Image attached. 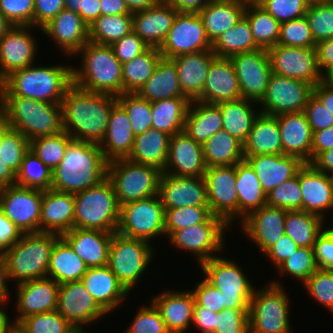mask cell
<instances>
[{
	"label": "cell",
	"instance_id": "obj_1",
	"mask_svg": "<svg viewBox=\"0 0 333 333\" xmlns=\"http://www.w3.org/2000/svg\"><path fill=\"white\" fill-rule=\"evenodd\" d=\"M116 96L71 85L61 102L63 129L73 140L99 144L107 131Z\"/></svg>",
	"mask_w": 333,
	"mask_h": 333
},
{
	"label": "cell",
	"instance_id": "obj_2",
	"mask_svg": "<svg viewBox=\"0 0 333 333\" xmlns=\"http://www.w3.org/2000/svg\"><path fill=\"white\" fill-rule=\"evenodd\" d=\"M107 165L99 144L72 140L52 170L51 189L76 194L94 187L107 177Z\"/></svg>",
	"mask_w": 333,
	"mask_h": 333
},
{
	"label": "cell",
	"instance_id": "obj_3",
	"mask_svg": "<svg viewBox=\"0 0 333 333\" xmlns=\"http://www.w3.org/2000/svg\"><path fill=\"white\" fill-rule=\"evenodd\" d=\"M0 115L10 129L20 132L28 141L64 131L61 104L0 95Z\"/></svg>",
	"mask_w": 333,
	"mask_h": 333
},
{
	"label": "cell",
	"instance_id": "obj_4",
	"mask_svg": "<svg viewBox=\"0 0 333 333\" xmlns=\"http://www.w3.org/2000/svg\"><path fill=\"white\" fill-rule=\"evenodd\" d=\"M72 85L70 66H29L11 72L2 80L0 95H16L61 104Z\"/></svg>",
	"mask_w": 333,
	"mask_h": 333
},
{
	"label": "cell",
	"instance_id": "obj_5",
	"mask_svg": "<svg viewBox=\"0 0 333 333\" xmlns=\"http://www.w3.org/2000/svg\"><path fill=\"white\" fill-rule=\"evenodd\" d=\"M75 55H83L81 66H72V84L90 92L122 94V63L110 45L88 41Z\"/></svg>",
	"mask_w": 333,
	"mask_h": 333
},
{
	"label": "cell",
	"instance_id": "obj_6",
	"mask_svg": "<svg viewBox=\"0 0 333 333\" xmlns=\"http://www.w3.org/2000/svg\"><path fill=\"white\" fill-rule=\"evenodd\" d=\"M61 235L23 233L20 240L5 253L9 280L18 283L45 278L52 249Z\"/></svg>",
	"mask_w": 333,
	"mask_h": 333
},
{
	"label": "cell",
	"instance_id": "obj_7",
	"mask_svg": "<svg viewBox=\"0 0 333 333\" xmlns=\"http://www.w3.org/2000/svg\"><path fill=\"white\" fill-rule=\"evenodd\" d=\"M74 203L73 228L117 231L120 205L107 177L98 185L74 194Z\"/></svg>",
	"mask_w": 333,
	"mask_h": 333
},
{
	"label": "cell",
	"instance_id": "obj_8",
	"mask_svg": "<svg viewBox=\"0 0 333 333\" xmlns=\"http://www.w3.org/2000/svg\"><path fill=\"white\" fill-rule=\"evenodd\" d=\"M162 171L127 158L108 162L107 178L112 183L118 204L146 199L158 195Z\"/></svg>",
	"mask_w": 333,
	"mask_h": 333
},
{
	"label": "cell",
	"instance_id": "obj_9",
	"mask_svg": "<svg viewBox=\"0 0 333 333\" xmlns=\"http://www.w3.org/2000/svg\"><path fill=\"white\" fill-rule=\"evenodd\" d=\"M289 305L284 286L278 280L262 290L254 289L248 312L249 333H292Z\"/></svg>",
	"mask_w": 333,
	"mask_h": 333
},
{
	"label": "cell",
	"instance_id": "obj_10",
	"mask_svg": "<svg viewBox=\"0 0 333 333\" xmlns=\"http://www.w3.org/2000/svg\"><path fill=\"white\" fill-rule=\"evenodd\" d=\"M200 267L204 279L221 291L224 309L249 308L256 287L234 260L216 256L203 261Z\"/></svg>",
	"mask_w": 333,
	"mask_h": 333
},
{
	"label": "cell",
	"instance_id": "obj_11",
	"mask_svg": "<svg viewBox=\"0 0 333 333\" xmlns=\"http://www.w3.org/2000/svg\"><path fill=\"white\" fill-rule=\"evenodd\" d=\"M150 242L113 233L107 266L130 292L147 270L153 257Z\"/></svg>",
	"mask_w": 333,
	"mask_h": 333
},
{
	"label": "cell",
	"instance_id": "obj_12",
	"mask_svg": "<svg viewBox=\"0 0 333 333\" xmlns=\"http://www.w3.org/2000/svg\"><path fill=\"white\" fill-rule=\"evenodd\" d=\"M165 210L158 195L120 206L117 233L148 242L165 237Z\"/></svg>",
	"mask_w": 333,
	"mask_h": 333
},
{
	"label": "cell",
	"instance_id": "obj_13",
	"mask_svg": "<svg viewBox=\"0 0 333 333\" xmlns=\"http://www.w3.org/2000/svg\"><path fill=\"white\" fill-rule=\"evenodd\" d=\"M229 226L219 217L212 215L206 222L175 230L169 242L176 248L192 252L198 264L216 257L225 248V229ZM215 253V254H214Z\"/></svg>",
	"mask_w": 333,
	"mask_h": 333
},
{
	"label": "cell",
	"instance_id": "obj_14",
	"mask_svg": "<svg viewBox=\"0 0 333 333\" xmlns=\"http://www.w3.org/2000/svg\"><path fill=\"white\" fill-rule=\"evenodd\" d=\"M203 21L197 12H178L159 48L164 58L211 50Z\"/></svg>",
	"mask_w": 333,
	"mask_h": 333
},
{
	"label": "cell",
	"instance_id": "obj_15",
	"mask_svg": "<svg viewBox=\"0 0 333 333\" xmlns=\"http://www.w3.org/2000/svg\"><path fill=\"white\" fill-rule=\"evenodd\" d=\"M204 179L212 215L221 218L228 226L232 225L238 219L236 165L207 167Z\"/></svg>",
	"mask_w": 333,
	"mask_h": 333
},
{
	"label": "cell",
	"instance_id": "obj_16",
	"mask_svg": "<svg viewBox=\"0 0 333 333\" xmlns=\"http://www.w3.org/2000/svg\"><path fill=\"white\" fill-rule=\"evenodd\" d=\"M43 190L10 185L0 189V209L23 233H38Z\"/></svg>",
	"mask_w": 333,
	"mask_h": 333
},
{
	"label": "cell",
	"instance_id": "obj_17",
	"mask_svg": "<svg viewBox=\"0 0 333 333\" xmlns=\"http://www.w3.org/2000/svg\"><path fill=\"white\" fill-rule=\"evenodd\" d=\"M313 94L310 83L272 73L260 112L277 116L284 113L303 112Z\"/></svg>",
	"mask_w": 333,
	"mask_h": 333
},
{
	"label": "cell",
	"instance_id": "obj_18",
	"mask_svg": "<svg viewBox=\"0 0 333 333\" xmlns=\"http://www.w3.org/2000/svg\"><path fill=\"white\" fill-rule=\"evenodd\" d=\"M234 66L241 98L259 103L264 98L272 74L268 50L257 49L229 58Z\"/></svg>",
	"mask_w": 333,
	"mask_h": 333
},
{
	"label": "cell",
	"instance_id": "obj_19",
	"mask_svg": "<svg viewBox=\"0 0 333 333\" xmlns=\"http://www.w3.org/2000/svg\"><path fill=\"white\" fill-rule=\"evenodd\" d=\"M272 73L310 83L323 82L315 48L275 45L268 49Z\"/></svg>",
	"mask_w": 333,
	"mask_h": 333
},
{
	"label": "cell",
	"instance_id": "obj_20",
	"mask_svg": "<svg viewBox=\"0 0 333 333\" xmlns=\"http://www.w3.org/2000/svg\"><path fill=\"white\" fill-rule=\"evenodd\" d=\"M57 311L73 326L89 325L108 313L81 281L59 285Z\"/></svg>",
	"mask_w": 333,
	"mask_h": 333
},
{
	"label": "cell",
	"instance_id": "obj_21",
	"mask_svg": "<svg viewBox=\"0 0 333 333\" xmlns=\"http://www.w3.org/2000/svg\"><path fill=\"white\" fill-rule=\"evenodd\" d=\"M158 196L164 209L209 206L204 176H175L162 172Z\"/></svg>",
	"mask_w": 333,
	"mask_h": 333
},
{
	"label": "cell",
	"instance_id": "obj_22",
	"mask_svg": "<svg viewBox=\"0 0 333 333\" xmlns=\"http://www.w3.org/2000/svg\"><path fill=\"white\" fill-rule=\"evenodd\" d=\"M33 26H13L0 39V78L34 64L37 41L32 35ZM30 32V33H29Z\"/></svg>",
	"mask_w": 333,
	"mask_h": 333
},
{
	"label": "cell",
	"instance_id": "obj_23",
	"mask_svg": "<svg viewBox=\"0 0 333 333\" xmlns=\"http://www.w3.org/2000/svg\"><path fill=\"white\" fill-rule=\"evenodd\" d=\"M206 168L202 144L194 141L185 131L170 136L163 173L202 177Z\"/></svg>",
	"mask_w": 333,
	"mask_h": 333
},
{
	"label": "cell",
	"instance_id": "obj_24",
	"mask_svg": "<svg viewBox=\"0 0 333 333\" xmlns=\"http://www.w3.org/2000/svg\"><path fill=\"white\" fill-rule=\"evenodd\" d=\"M16 285L18 291L15 305L19 316L13 322L14 326L30 315L57 309L59 284L53 279L45 277Z\"/></svg>",
	"mask_w": 333,
	"mask_h": 333
},
{
	"label": "cell",
	"instance_id": "obj_25",
	"mask_svg": "<svg viewBox=\"0 0 333 333\" xmlns=\"http://www.w3.org/2000/svg\"><path fill=\"white\" fill-rule=\"evenodd\" d=\"M285 209L262 206L250 213L241 223V230L264 254L285 233Z\"/></svg>",
	"mask_w": 333,
	"mask_h": 333
},
{
	"label": "cell",
	"instance_id": "obj_26",
	"mask_svg": "<svg viewBox=\"0 0 333 333\" xmlns=\"http://www.w3.org/2000/svg\"><path fill=\"white\" fill-rule=\"evenodd\" d=\"M299 182L302 210L324 219L325 212L333 210V183L330 175L319 171L311 163H304L299 169Z\"/></svg>",
	"mask_w": 333,
	"mask_h": 333
},
{
	"label": "cell",
	"instance_id": "obj_27",
	"mask_svg": "<svg viewBox=\"0 0 333 333\" xmlns=\"http://www.w3.org/2000/svg\"><path fill=\"white\" fill-rule=\"evenodd\" d=\"M40 31L54 40L62 53L71 57L89 41V26L78 13L65 8Z\"/></svg>",
	"mask_w": 333,
	"mask_h": 333
},
{
	"label": "cell",
	"instance_id": "obj_28",
	"mask_svg": "<svg viewBox=\"0 0 333 333\" xmlns=\"http://www.w3.org/2000/svg\"><path fill=\"white\" fill-rule=\"evenodd\" d=\"M238 99H241V90L231 60L216 57L208 69L202 93L195 100L217 104Z\"/></svg>",
	"mask_w": 333,
	"mask_h": 333
},
{
	"label": "cell",
	"instance_id": "obj_29",
	"mask_svg": "<svg viewBox=\"0 0 333 333\" xmlns=\"http://www.w3.org/2000/svg\"><path fill=\"white\" fill-rule=\"evenodd\" d=\"M244 159L257 174L266 194L284 181L296 176L305 163L296 156L286 154H260L244 156Z\"/></svg>",
	"mask_w": 333,
	"mask_h": 333
},
{
	"label": "cell",
	"instance_id": "obj_30",
	"mask_svg": "<svg viewBox=\"0 0 333 333\" xmlns=\"http://www.w3.org/2000/svg\"><path fill=\"white\" fill-rule=\"evenodd\" d=\"M74 216V194L43 190L39 232L62 235L73 229Z\"/></svg>",
	"mask_w": 333,
	"mask_h": 333
},
{
	"label": "cell",
	"instance_id": "obj_31",
	"mask_svg": "<svg viewBox=\"0 0 333 333\" xmlns=\"http://www.w3.org/2000/svg\"><path fill=\"white\" fill-rule=\"evenodd\" d=\"M178 11L165 0L144 11L132 13L133 31L149 46L160 48Z\"/></svg>",
	"mask_w": 333,
	"mask_h": 333
},
{
	"label": "cell",
	"instance_id": "obj_32",
	"mask_svg": "<svg viewBox=\"0 0 333 333\" xmlns=\"http://www.w3.org/2000/svg\"><path fill=\"white\" fill-rule=\"evenodd\" d=\"M112 236V232L80 228H73L61 235L88 268L108 264Z\"/></svg>",
	"mask_w": 333,
	"mask_h": 333
},
{
	"label": "cell",
	"instance_id": "obj_33",
	"mask_svg": "<svg viewBox=\"0 0 333 333\" xmlns=\"http://www.w3.org/2000/svg\"><path fill=\"white\" fill-rule=\"evenodd\" d=\"M278 119L283 154L311 162L313 132L304 112L284 113Z\"/></svg>",
	"mask_w": 333,
	"mask_h": 333
},
{
	"label": "cell",
	"instance_id": "obj_34",
	"mask_svg": "<svg viewBox=\"0 0 333 333\" xmlns=\"http://www.w3.org/2000/svg\"><path fill=\"white\" fill-rule=\"evenodd\" d=\"M81 282L108 314L121 306L129 295L107 265L88 268Z\"/></svg>",
	"mask_w": 333,
	"mask_h": 333
},
{
	"label": "cell",
	"instance_id": "obj_35",
	"mask_svg": "<svg viewBox=\"0 0 333 333\" xmlns=\"http://www.w3.org/2000/svg\"><path fill=\"white\" fill-rule=\"evenodd\" d=\"M151 299L170 333H183L193 323L195 299L191 290L165 291Z\"/></svg>",
	"mask_w": 333,
	"mask_h": 333
},
{
	"label": "cell",
	"instance_id": "obj_36",
	"mask_svg": "<svg viewBox=\"0 0 333 333\" xmlns=\"http://www.w3.org/2000/svg\"><path fill=\"white\" fill-rule=\"evenodd\" d=\"M134 139L128 115L117 102L111 110L106 134L99 143L104 158L108 162L127 158L132 151Z\"/></svg>",
	"mask_w": 333,
	"mask_h": 333
},
{
	"label": "cell",
	"instance_id": "obj_37",
	"mask_svg": "<svg viewBox=\"0 0 333 333\" xmlns=\"http://www.w3.org/2000/svg\"><path fill=\"white\" fill-rule=\"evenodd\" d=\"M216 57L212 50H206L172 58L176 65L181 91L191 101L202 93L208 69Z\"/></svg>",
	"mask_w": 333,
	"mask_h": 333
},
{
	"label": "cell",
	"instance_id": "obj_38",
	"mask_svg": "<svg viewBox=\"0 0 333 333\" xmlns=\"http://www.w3.org/2000/svg\"><path fill=\"white\" fill-rule=\"evenodd\" d=\"M244 156L260 154H283L280 129L276 116L259 113L246 142L243 144Z\"/></svg>",
	"mask_w": 333,
	"mask_h": 333
},
{
	"label": "cell",
	"instance_id": "obj_39",
	"mask_svg": "<svg viewBox=\"0 0 333 333\" xmlns=\"http://www.w3.org/2000/svg\"><path fill=\"white\" fill-rule=\"evenodd\" d=\"M236 191L238 195V219L243 220L250 213L267 205L264 192L257 174L244 159L236 164Z\"/></svg>",
	"mask_w": 333,
	"mask_h": 333
},
{
	"label": "cell",
	"instance_id": "obj_40",
	"mask_svg": "<svg viewBox=\"0 0 333 333\" xmlns=\"http://www.w3.org/2000/svg\"><path fill=\"white\" fill-rule=\"evenodd\" d=\"M170 135L149 128L143 134L135 136L128 160L158 168L163 172L168 155Z\"/></svg>",
	"mask_w": 333,
	"mask_h": 333
},
{
	"label": "cell",
	"instance_id": "obj_41",
	"mask_svg": "<svg viewBox=\"0 0 333 333\" xmlns=\"http://www.w3.org/2000/svg\"><path fill=\"white\" fill-rule=\"evenodd\" d=\"M222 114L217 104L192 100L184 131L196 142L203 144L217 131L222 130Z\"/></svg>",
	"mask_w": 333,
	"mask_h": 333
},
{
	"label": "cell",
	"instance_id": "obj_42",
	"mask_svg": "<svg viewBox=\"0 0 333 333\" xmlns=\"http://www.w3.org/2000/svg\"><path fill=\"white\" fill-rule=\"evenodd\" d=\"M87 269L82 258L60 237L52 249L46 277L53 279L59 285L81 281Z\"/></svg>",
	"mask_w": 333,
	"mask_h": 333
},
{
	"label": "cell",
	"instance_id": "obj_43",
	"mask_svg": "<svg viewBox=\"0 0 333 333\" xmlns=\"http://www.w3.org/2000/svg\"><path fill=\"white\" fill-rule=\"evenodd\" d=\"M243 3L211 1L199 12L207 37L213 43L222 33L232 28L243 16Z\"/></svg>",
	"mask_w": 333,
	"mask_h": 333
},
{
	"label": "cell",
	"instance_id": "obj_44",
	"mask_svg": "<svg viewBox=\"0 0 333 333\" xmlns=\"http://www.w3.org/2000/svg\"><path fill=\"white\" fill-rule=\"evenodd\" d=\"M137 93L150 102L186 97L181 91L174 61L164 57L160 59L152 76Z\"/></svg>",
	"mask_w": 333,
	"mask_h": 333
},
{
	"label": "cell",
	"instance_id": "obj_45",
	"mask_svg": "<svg viewBox=\"0 0 333 333\" xmlns=\"http://www.w3.org/2000/svg\"><path fill=\"white\" fill-rule=\"evenodd\" d=\"M252 103L257 104L244 98L217 103L222 114L223 130L229 132L242 144L246 142L253 123L260 113V110L256 112L253 109Z\"/></svg>",
	"mask_w": 333,
	"mask_h": 333
},
{
	"label": "cell",
	"instance_id": "obj_46",
	"mask_svg": "<svg viewBox=\"0 0 333 333\" xmlns=\"http://www.w3.org/2000/svg\"><path fill=\"white\" fill-rule=\"evenodd\" d=\"M190 103L188 97H172L151 102L152 128L170 136L184 131Z\"/></svg>",
	"mask_w": 333,
	"mask_h": 333
},
{
	"label": "cell",
	"instance_id": "obj_47",
	"mask_svg": "<svg viewBox=\"0 0 333 333\" xmlns=\"http://www.w3.org/2000/svg\"><path fill=\"white\" fill-rule=\"evenodd\" d=\"M202 146L207 167L236 165L244 160L243 144L223 129L207 139Z\"/></svg>",
	"mask_w": 333,
	"mask_h": 333
},
{
	"label": "cell",
	"instance_id": "obj_48",
	"mask_svg": "<svg viewBox=\"0 0 333 333\" xmlns=\"http://www.w3.org/2000/svg\"><path fill=\"white\" fill-rule=\"evenodd\" d=\"M159 48L149 47L141 55L122 64V94L137 93L149 80L162 58Z\"/></svg>",
	"mask_w": 333,
	"mask_h": 333
},
{
	"label": "cell",
	"instance_id": "obj_49",
	"mask_svg": "<svg viewBox=\"0 0 333 333\" xmlns=\"http://www.w3.org/2000/svg\"><path fill=\"white\" fill-rule=\"evenodd\" d=\"M257 49L260 48L255 44L250 24L244 16L211 45L212 52L220 58H230Z\"/></svg>",
	"mask_w": 333,
	"mask_h": 333
},
{
	"label": "cell",
	"instance_id": "obj_50",
	"mask_svg": "<svg viewBox=\"0 0 333 333\" xmlns=\"http://www.w3.org/2000/svg\"><path fill=\"white\" fill-rule=\"evenodd\" d=\"M324 219L303 210H287L285 234L299 247H314L317 237L324 229Z\"/></svg>",
	"mask_w": 333,
	"mask_h": 333
},
{
	"label": "cell",
	"instance_id": "obj_51",
	"mask_svg": "<svg viewBox=\"0 0 333 333\" xmlns=\"http://www.w3.org/2000/svg\"><path fill=\"white\" fill-rule=\"evenodd\" d=\"M244 17L248 20L255 44L268 50L277 45L281 24L261 5H248Z\"/></svg>",
	"mask_w": 333,
	"mask_h": 333
},
{
	"label": "cell",
	"instance_id": "obj_52",
	"mask_svg": "<svg viewBox=\"0 0 333 333\" xmlns=\"http://www.w3.org/2000/svg\"><path fill=\"white\" fill-rule=\"evenodd\" d=\"M132 31V14L100 15L89 26V41L101 45H111Z\"/></svg>",
	"mask_w": 333,
	"mask_h": 333
},
{
	"label": "cell",
	"instance_id": "obj_53",
	"mask_svg": "<svg viewBox=\"0 0 333 333\" xmlns=\"http://www.w3.org/2000/svg\"><path fill=\"white\" fill-rule=\"evenodd\" d=\"M16 185L48 190L52 187V170L29 149L16 173Z\"/></svg>",
	"mask_w": 333,
	"mask_h": 333
},
{
	"label": "cell",
	"instance_id": "obj_54",
	"mask_svg": "<svg viewBox=\"0 0 333 333\" xmlns=\"http://www.w3.org/2000/svg\"><path fill=\"white\" fill-rule=\"evenodd\" d=\"M72 140L68 133L62 131L55 135L39 137L29 141V149H31L46 166L53 170L62 161L65 151Z\"/></svg>",
	"mask_w": 333,
	"mask_h": 333
},
{
	"label": "cell",
	"instance_id": "obj_55",
	"mask_svg": "<svg viewBox=\"0 0 333 333\" xmlns=\"http://www.w3.org/2000/svg\"><path fill=\"white\" fill-rule=\"evenodd\" d=\"M116 99L127 113L135 136L143 134L152 127L150 101L142 98L138 93H123Z\"/></svg>",
	"mask_w": 333,
	"mask_h": 333
},
{
	"label": "cell",
	"instance_id": "obj_56",
	"mask_svg": "<svg viewBox=\"0 0 333 333\" xmlns=\"http://www.w3.org/2000/svg\"><path fill=\"white\" fill-rule=\"evenodd\" d=\"M21 333H68L73 327L57 310L30 315L15 326Z\"/></svg>",
	"mask_w": 333,
	"mask_h": 333
},
{
	"label": "cell",
	"instance_id": "obj_57",
	"mask_svg": "<svg viewBox=\"0 0 333 333\" xmlns=\"http://www.w3.org/2000/svg\"><path fill=\"white\" fill-rule=\"evenodd\" d=\"M165 210V235L167 238L181 228L206 222L211 216L209 206H184Z\"/></svg>",
	"mask_w": 333,
	"mask_h": 333
},
{
	"label": "cell",
	"instance_id": "obj_58",
	"mask_svg": "<svg viewBox=\"0 0 333 333\" xmlns=\"http://www.w3.org/2000/svg\"><path fill=\"white\" fill-rule=\"evenodd\" d=\"M276 269L282 276L290 275L304 283L317 269L313 247H299Z\"/></svg>",
	"mask_w": 333,
	"mask_h": 333
},
{
	"label": "cell",
	"instance_id": "obj_59",
	"mask_svg": "<svg viewBox=\"0 0 333 333\" xmlns=\"http://www.w3.org/2000/svg\"><path fill=\"white\" fill-rule=\"evenodd\" d=\"M305 17L315 43L333 37V1L309 5Z\"/></svg>",
	"mask_w": 333,
	"mask_h": 333
},
{
	"label": "cell",
	"instance_id": "obj_60",
	"mask_svg": "<svg viewBox=\"0 0 333 333\" xmlns=\"http://www.w3.org/2000/svg\"><path fill=\"white\" fill-rule=\"evenodd\" d=\"M267 205L285 210H302L299 171L296 176L284 181L267 194Z\"/></svg>",
	"mask_w": 333,
	"mask_h": 333
},
{
	"label": "cell",
	"instance_id": "obj_61",
	"mask_svg": "<svg viewBox=\"0 0 333 333\" xmlns=\"http://www.w3.org/2000/svg\"><path fill=\"white\" fill-rule=\"evenodd\" d=\"M277 44L287 47L315 48L316 43L306 17L282 23Z\"/></svg>",
	"mask_w": 333,
	"mask_h": 333
},
{
	"label": "cell",
	"instance_id": "obj_62",
	"mask_svg": "<svg viewBox=\"0 0 333 333\" xmlns=\"http://www.w3.org/2000/svg\"><path fill=\"white\" fill-rule=\"evenodd\" d=\"M29 141L20 132L9 129L0 142V158L15 172L20 169Z\"/></svg>",
	"mask_w": 333,
	"mask_h": 333
},
{
	"label": "cell",
	"instance_id": "obj_63",
	"mask_svg": "<svg viewBox=\"0 0 333 333\" xmlns=\"http://www.w3.org/2000/svg\"><path fill=\"white\" fill-rule=\"evenodd\" d=\"M303 286L317 302L333 312V270L318 268Z\"/></svg>",
	"mask_w": 333,
	"mask_h": 333
},
{
	"label": "cell",
	"instance_id": "obj_64",
	"mask_svg": "<svg viewBox=\"0 0 333 333\" xmlns=\"http://www.w3.org/2000/svg\"><path fill=\"white\" fill-rule=\"evenodd\" d=\"M138 309L125 333H170L160 312L152 302L149 307L143 306Z\"/></svg>",
	"mask_w": 333,
	"mask_h": 333
},
{
	"label": "cell",
	"instance_id": "obj_65",
	"mask_svg": "<svg viewBox=\"0 0 333 333\" xmlns=\"http://www.w3.org/2000/svg\"><path fill=\"white\" fill-rule=\"evenodd\" d=\"M249 308H228L216 313L213 333H249Z\"/></svg>",
	"mask_w": 333,
	"mask_h": 333
},
{
	"label": "cell",
	"instance_id": "obj_66",
	"mask_svg": "<svg viewBox=\"0 0 333 333\" xmlns=\"http://www.w3.org/2000/svg\"><path fill=\"white\" fill-rule=\"evenodd\" d=\"M260 5L280 24L304 17L309 6L305 0H264Z\"/></svg>",
	"mask_w": 333,
	"mask_h": 333
},
{
	"label": "cell",
	"instance_id": "obj_67",
	"mask_svg": "<svg viewBox=\"0 0 333 333\" xmlns=\"http://www.w3.org/2000/svg\"><path fill=\"white\" fill-rule=\"evenodd\" d=\"M0 12L12 26L34 27V0H0Z\"/></svg>",
	"mask_w": 333,
	"mask_h": 333
},
{
	"label": "cell",
	"instance_id": "obj_68",
	"mask_svg": "<svg viewBox=\"0 0 333 333\" xmlns=\"http://www.w3.org/2000/svg\"><path fill=\"white\" fill-rule=\"evenodd\" d=\"M110 46L122 64L133 60L149 48L134 31L115 41Z\"/></svg>",
	"mask_w": 333,
	"mask_h": 333
},
{
	"label": "cell",
	"instance_id": "obj_69",
	"mask_svg": "<svg viewBox=\"0 0 333 333\" xmlns=\"http://www.w3.org/2000/svg\"><path fill=\"white\" fill-rule=\"evenodd\" d=\"M191 292L195 299L194 307H204L215 313H220L224 309L221 291L205 279L198 282Z\"/></svg>",
	"mask_w": 333,
	"mask_h": 333
},
{
	"label": "cell",
	"instance_id": "obj_70",
	"mask_svg": "<svg viewBox=\"0 0 333 333\" xmlns=\"http://www.w3.org/2000/svg\"><path fill=\"white\" fill-rule=\"evenodd\" d=\"M303 112L312 132L333 126V115L314 94L309 97Z\"/></svg>",
	"mask_w": 333,
	"mask_h": 333
},
{
	"label": "cell",
	"instance_id": "obj_71",
	"mask_svg": "<svg viewBox=\"0 0 333 333\" xmlns=\"http://www.w3.org/2000/svg\"><path fill=\"white\" fill-rule=\"evenodd\" d=\"M313 248L318 268L333 270V233L323 230Z\"/></svg>",
	"mask_w": 333,
	"mask_h": 333
},
{
	"label": "cell",
	"instance_id": "obj_72",
	"mask_svg": "<svg viewBox=\"0 0 333 333\" xmlns=\"http://www.w3.org/2000/svg\"><path fill=\"white\" fill-rule=\"evenodd\" d=\"M65 8V0H34V27L41 28ZM37 26V27H36Z\"/></svg>",
	"mask_w": 333,
	"mask_h": 333
},
{
	"label": "cell",
	"instance_id": "obj_73",
	"mask_svg": "<svg viewBox=\"0 0 333 333\" xmlns=\"http://www.w3.org/2000/svg\"><path fill=\"white\" fill-rule=\"evenodd\" d=\"M23 235V232L0 209V252L6 253Z\"/></svg>",
	"mask_w": 333,
	"mask_h": 333
},
{
	"label": "cell",
	"instance_id": "obj_74",
	"mask_svg": "<svg viewBox=\"0 0 333 333\" xmlns=\"http://www.w3.org/2000/svg\"><path fill=\"white\" fill-rule=\"evenodd\" d=\"M299 246L287 235L283 236L271 246L264 254L274 263L276 268L282 264L295 249H298Z\"/></svg>",
	"mask_w": 333,
	"mask_h": 333
},
{
	"label": "cell",
	"instance_id": "obj_75",
	"mask_svg": "<svg viewBox=\"0 0 333 333\" xmlns=\"http://www.w3.org/2000/svg\"><path fill=\"white\" fill-rule=\"evenodd\" d=\"M318 68L324 75L333 68V37L316 43ZM323 71V72H322Z\"/></svg>",
	"mask_w": 333,
	"mask_h": 333
},
{
	"label": "cell",
	"instance_id": "obj_76",
	"mask_svg": "<svg viewBox=\"0 0 333 333\" xmlns=\"http://www.w3.org/2000/svg\"><path fill=\"white\" fill-rule=\"evenodd\" d=\"M333 148V126L313 132L311 161L322 152Z\"/></svg>",
	"mask_w": 333,
	"mask_h": 333
},
{
	"label": "cell",
	"instance_id": "obj_77",
	"mask_svg": "<svg viewBox=\"0 0 333 333\" xmlns=\"http://www.w3.org/2000/svg\"><path fill=\"white\" fill-rule=\"evenodd\" d=\"M193 324L203 333H213L216 313L204 307H194Z\"/></svg>",
	"mask_w": 333,
	"mask_h": 333
},
{
	"label": "cell",
	"instance_id": "obj_78",
	"mask_svg": "<svg viewBox=\"0 0 333 333\" xmlns=\"http://www.w3.org/2000/svg\"><path fill=\"white\" fill-rule=\"evenodd\" d=\"M78 14L90 26L101 15L100 0H82Z\"/></svg>",
	"mask_w": 333,
	"mask_h": 333
},
{
	"label": "cell",
	"instance_id": "obj_79",
	"mask_svg": "<svg viewBox=\"0 0 333 333\" xmlns=\"http://www.w3.org/2000/svg\"><path fill=\"white\" fill-rule=\"evenodd\" d=\"M178 12H199L206 4L213 0H165Z\"/></svg>",
	"mask_w": 333,
	"mask_h": 333
},
{
	"label": "cell",
	"instance_id": "obj_80",
	"mask_svg": "<svg viewBox=\"0 0 333 333\" xmlns=\"http://www.w3.org/2000/svg\"><path fill=\"white\" fill-rule=\"evenodd\" d=\"M101 15L132 14L124 0H100Z\"/></svg>",
	"mask_w": 333,
	"mask_h": 333
}]
</instances>
